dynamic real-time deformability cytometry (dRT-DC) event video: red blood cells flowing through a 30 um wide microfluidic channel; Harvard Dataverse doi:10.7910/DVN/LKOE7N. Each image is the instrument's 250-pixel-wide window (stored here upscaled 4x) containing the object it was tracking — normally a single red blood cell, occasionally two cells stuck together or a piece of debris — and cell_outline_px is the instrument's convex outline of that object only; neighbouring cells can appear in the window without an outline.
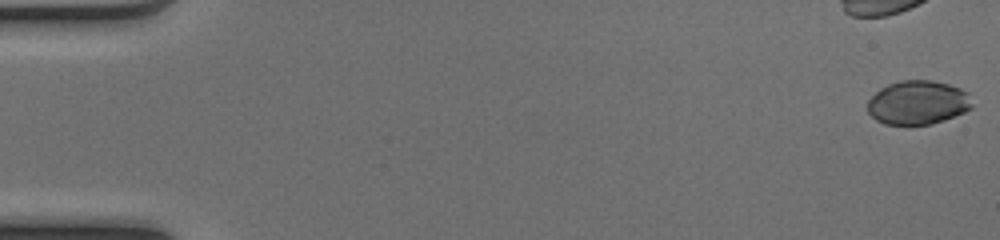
{"species": "common noctule bat (a hibernating species)", "species_latin": "Nyctalus noctula", "temperature_condition": "cold", "stored_images_in_passage": 12, "camera_frame_rate_fps": 3000, "um_per_image_px": 0.085, "animal": {"sex": "female", "body_mass_g": 17.0, "forearm_length_mm": 48.0}, "frame": {"image": 1, "passage_image": 1, "time_ms": 0.0, "image_size_px": [1000, 240], "cell_outline_px": [[972, 108], [964, 112], [944, 120], [932, 124], [884, 124], [876, 120], [868, 112], [868, 100], [880, 88], [888, 84], [900, 80], [932, 80], [948, 84], [960, 88], [968, 92], [972, 104]], "centroid_in_image_um": [78.02, 8.71], "position_along_channel_um": 7.0, "area_um2": 26.76}}